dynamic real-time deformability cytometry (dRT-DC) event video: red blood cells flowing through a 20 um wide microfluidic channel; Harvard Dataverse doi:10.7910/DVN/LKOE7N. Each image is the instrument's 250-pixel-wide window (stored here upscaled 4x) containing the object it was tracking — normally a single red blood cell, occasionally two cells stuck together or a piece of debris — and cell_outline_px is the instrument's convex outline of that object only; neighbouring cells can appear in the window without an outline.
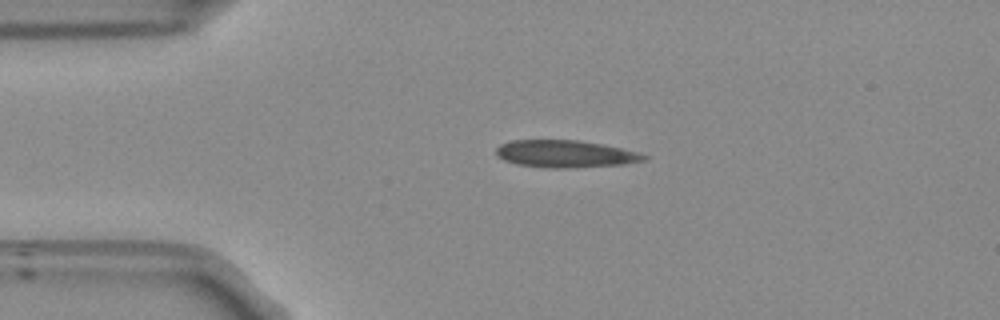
{"species": "Egyptian fruit bat (a non-hibernating species)", "species_latin": "Rousettus aegyptiacus", "temperature_condition": "room temperature", "stored_images_in_passage": 42, "camera_frame_rate_fps": 3000, "um_per_image_px": 0.085, "frame": {"image": 1, "passage_image": 1, "time_ms": 0.0, "image_size_px": [1000, 320], "cell_outline_px": [[648, 160], [624, 164], [572, 168], [544, 168], [516, 164], [504, 160], [496, 156], [496, 148], [500, 144], [512, 140], [576, 140], [600, 144], [640, 152], [648, 156]], "centroid_in_image_um": [48.04, 13.09], "position_along_channel_um": 37.0, "area_um2": 23.64}}
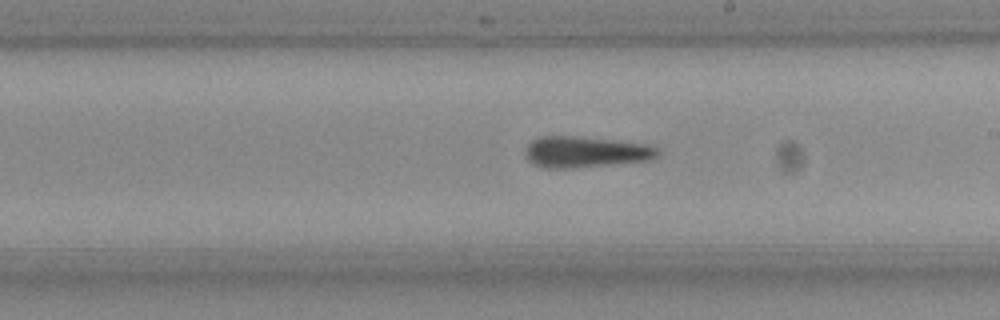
{"frame": {"image": 2, "passage_image": 19, "time_ms": 6.0, "image_size_px": [1000, 320], "cell_outline_px": [[660, 152], [656, 156], [648, 160], [612, 164], [572, 168], [548, 168], [536, 164], [528, 160], [524, 152], [528, 144], [532, 140], [540, 136], [572, 136], [612, 140], [640, 144], [656, 148]], "centroid_in_image_um": [49.69, 12.92], "position_along_channel_um": 239.3, "area_um2": 23.47}}
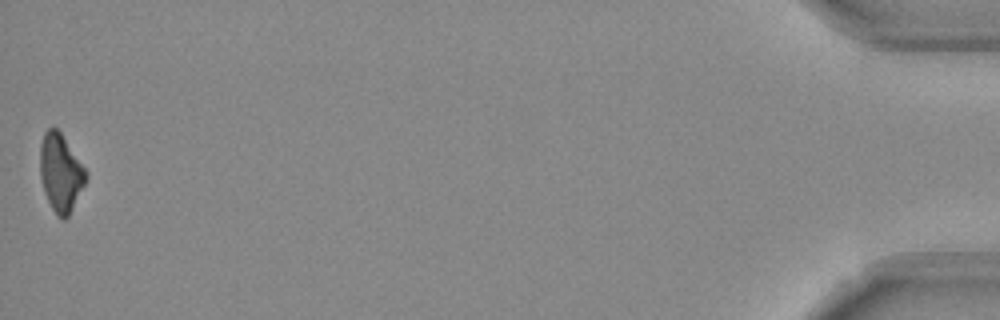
{"frame": {"image": 3, "passage_image": 42, "time_ms": 13.667, "image_size_px": [1000, 320], "cell_outline_px": [[88, 176], [68, 216], [64, 220], [56, 216], [44, 192], [40, 176], [40, 144], [44, 132], [48, 128], [56, 128], [60, 132], [88, 172]], "centroid_in_image_um": [5.14, 14.68], "position_along_channel_um": 430.1, "area_um2": 20.58}}